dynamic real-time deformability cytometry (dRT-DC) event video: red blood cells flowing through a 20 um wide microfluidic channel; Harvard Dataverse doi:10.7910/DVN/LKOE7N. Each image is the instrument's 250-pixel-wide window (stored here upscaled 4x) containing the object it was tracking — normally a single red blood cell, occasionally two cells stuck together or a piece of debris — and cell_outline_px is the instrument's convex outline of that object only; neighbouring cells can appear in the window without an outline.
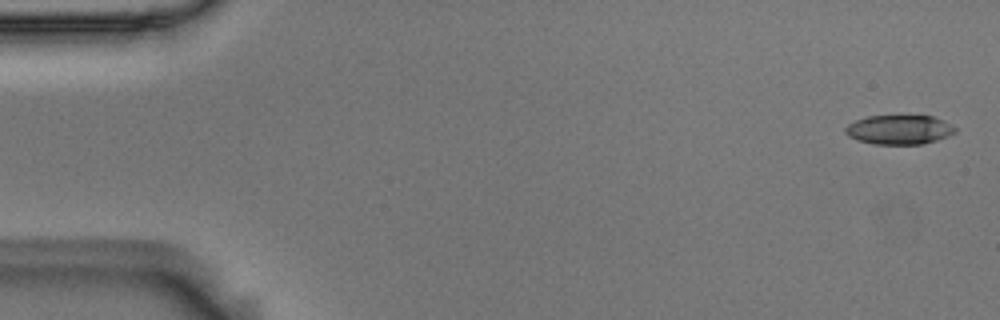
{"species": "Egyptian fruit bat (a non-hibernating species)", "species_latin": "Rousettus aegyptiacus", "temperature_condition": "room temperature", "stored_images_in_passage": 56, "camera_frame_rate_fps": 3000, "um_per_image_px": 0.085, "animal": {"sex": "male"}, "frame": {"image": 1, "passage_image": 2, "time_ms": 0.333, "image_size_px": [1000, 320], "cell_outline_px": [[956, 132], [948, 136], [924, 144], [872, 144], [856, 140], [848, 136], [844, 132], [844, 128], [848, 124], [856, 120], [868, 116], [932, 116], [944, 120], [956, 128]], "centroid_in_image_um": [76.41, 11.03], "position_along_channel_um": 8.6, "area_um2": 18.84}}
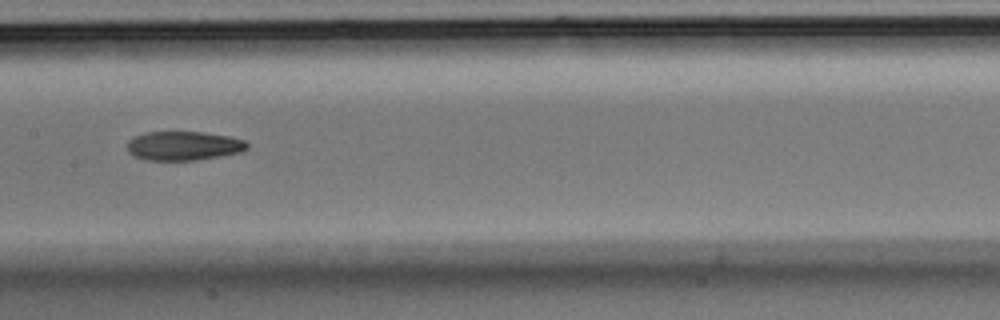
{"frame": {"image": 2, "passage_image": 28, "time_ms": 9.0, "image_size_px": [1000, 320], "cell_outline_px": [[248, 148], [240, 152], [220, 156], [196, 160], [144, 160], [132, 156], [128, 152], [128, 140], [144, 132], [204, 132], [228, 136], [244, 140], [248, 144]], "centroid_in_image_um": [15.58, 12.4], "position_along_channel_um": 191.8, "area_um2": 20.35}}
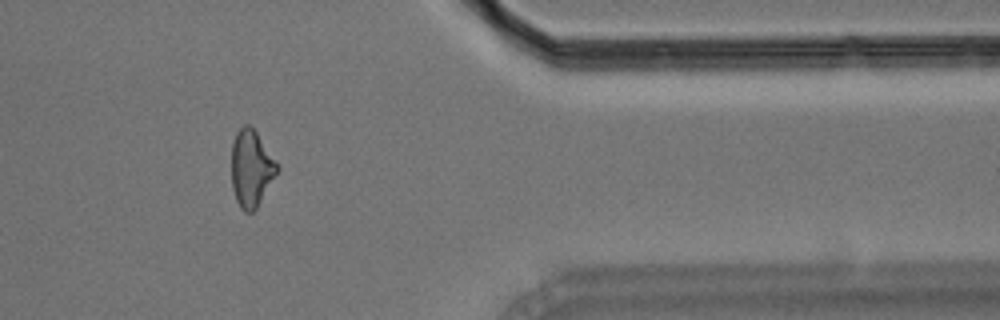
{"frame": {"image": 3, "passage_image": 46, "time_ms": 15.0, "image_size_px": [1000, 320], "cell_outline_px": [[280, 168], [256, 208], [252, 212], [244, 212], [240, 208], [236, 200], [232, 188], [232, 144], [236, 132], [244, 124], [248, 124], [256, 132]], "centroid_in_image_um": [21.34, 14.32], "position_along_channel_um": 390.1, "area_um2": 20.11}, "authors_computed_cell_mechanics": {"area_um2": 20.4901, "velocity_mm_per_s": 3.6426, "shape_relaxation_time_tau1_ms": 6.5429, "shape_relaxation_time_tau2_ms": 6.1148, "deformation_change_tau1": 0.1655, "deformation_change_tau2": 0.1507}}